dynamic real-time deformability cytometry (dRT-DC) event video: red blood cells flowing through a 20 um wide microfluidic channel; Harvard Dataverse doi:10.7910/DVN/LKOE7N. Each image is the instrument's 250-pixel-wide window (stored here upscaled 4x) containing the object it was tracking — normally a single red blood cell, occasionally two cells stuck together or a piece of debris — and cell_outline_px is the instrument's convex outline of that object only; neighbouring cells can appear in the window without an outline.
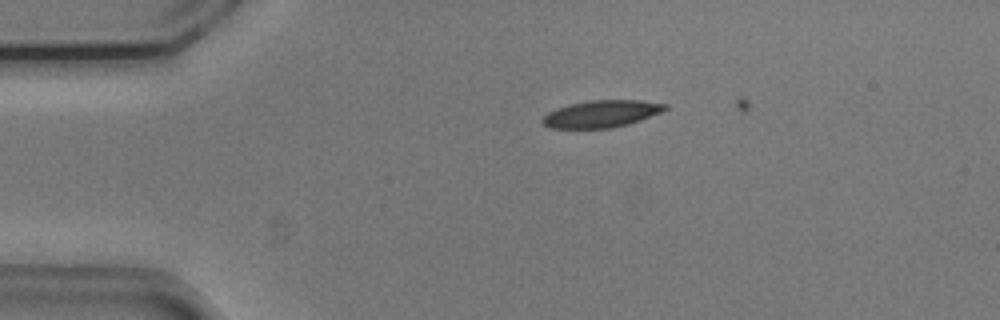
{"species": "common noctule bat (a hibernating species)", "species_latin": "Nyctalus noctula", "temperature_condition": "cold", "stored_images_in_passage": 18, "camera_frame_rate_fps": 3000, "um_per_image_px": 0.085, "animal": {"sex": "male", "body_mass_g": 20.5, "forearm_length_mm": 52.5}, "frame": {"image": 1, "passage_image": 9, "time_ms": 2.667, "image_size_px": [1000, 320], "cell_outline_px": [[668, 108], [660, 112], [640, 120], [628, 124], [612, 128], [548, 128], [540, 120], [548, 112], [556, 108], [588, 100], [640, 100], [668, 104]], "centroid_in_image_um": [51.11, 9.67], "position_along_channel_um": 33.9, "area_um2": 19.31}}